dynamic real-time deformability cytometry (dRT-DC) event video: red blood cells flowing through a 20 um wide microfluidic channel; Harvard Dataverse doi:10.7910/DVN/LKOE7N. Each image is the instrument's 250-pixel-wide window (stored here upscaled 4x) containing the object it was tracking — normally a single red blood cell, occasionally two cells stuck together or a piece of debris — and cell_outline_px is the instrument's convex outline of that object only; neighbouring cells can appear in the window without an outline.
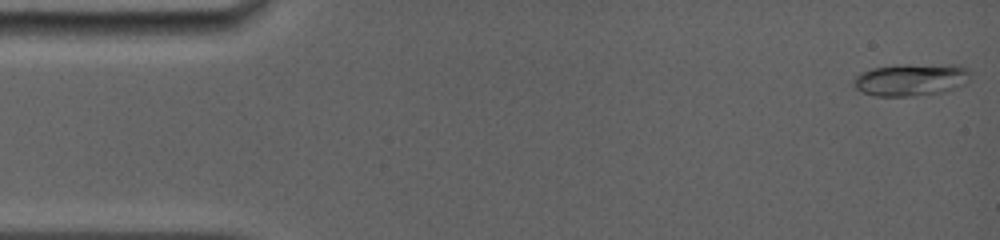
{"species": "common noctule bat (a hibernating species)", "species_latin": "Nyctalus noctula", "temperature_condition": "room temperature", "stored_images_in_passage": 52, "camera_frame_rate_fps": 5000, "um_per_image_px": 0.085, "animal": {"sex": "female", "body_mass_g": 19.0, "forearm_length_mm": 56.7}, "frame": {"image": 1, "passage_image": 1, "time_ms": 0.0, "image_size_px": [1000, 240], "cell_outline_px": [[972, 72], [968, 80], [964, 84], [940, 92], [916, 96], [876, 96], [860, 92], [852, 84], [852, 80], [860, 72], [872, 68], [896, 64], [960, 64], [968, 68]], "centroid_in_image_um": [77.42, 6.74], "position_along_channel_um": 7.6, "area_um2": 22.48}}
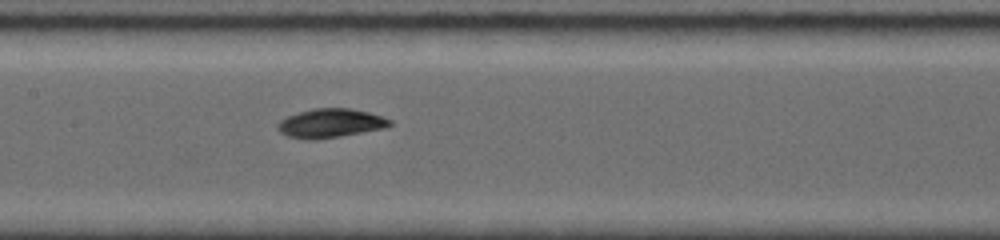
{"frame": {"image": 2, "passage_image": 28, "time_ms": 7.4, "image_size_px": [1000, 240], "cell_outline_px": [[392, 124], [384, 128], [340, 136], [316, 140], [304, 140], [288, 136], [280, 132], [276, 128], [276, 124], [280, 120], [288, 116], [312, 108], [348, 108], [368, 112], [392, 120]], "centroid_in_image_um": [28.04, 10.48], "position_along_channel_um": 179.4, "area_um2": 18.9}}
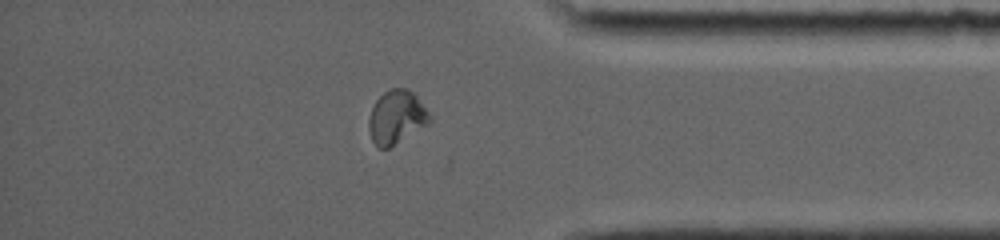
{"frame": {"image": 3, "passage_image": 51, "time_ms": 13.2, "image_size_px": [1000, 240], "cell_outline_px": [[432, 120], [428, 124], [388, 148], [376, 148], [372, 140], [368, 128], [368, 120], [372, 108], [376, 100], [384, 92], [392, 88], [408, 88], [416, 96], [432, 116]], "centroid_in_image_um": [33.69, 9.96], "position_along_channel_um": 401.5, "area_um2": 18.9}, "authors_computed_cell_mechanics": {"area_um2": 18.6983, "velocity_mm_per_s": 3.9498, "shape_relaxation_time_tau1_ms": 7.8574, "shape_relaxation_time_tau2_ms": 3.2167, "deformation_change_tau1": 0.2232, "deformation_change_tau2": 0.0535}}